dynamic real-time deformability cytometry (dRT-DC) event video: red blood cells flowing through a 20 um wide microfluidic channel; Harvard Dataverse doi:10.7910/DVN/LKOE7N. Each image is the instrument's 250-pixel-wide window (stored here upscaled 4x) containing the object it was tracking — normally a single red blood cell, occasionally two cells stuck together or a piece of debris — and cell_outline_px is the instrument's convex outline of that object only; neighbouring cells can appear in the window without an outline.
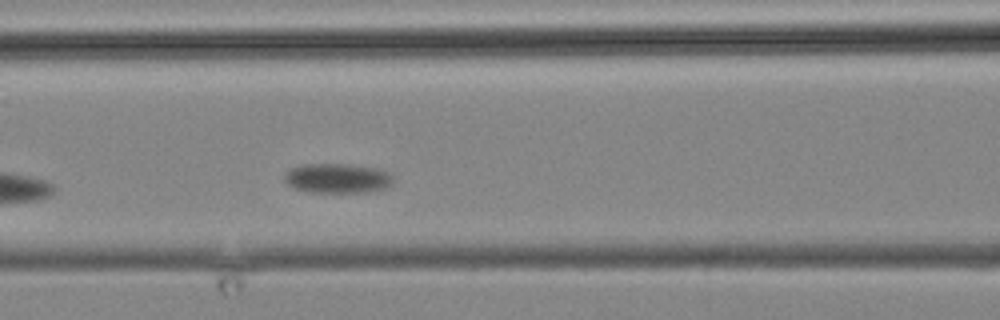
{"species": "common noctule bat (a hibernating species)", "species_latin": "Nyctalus noctula", "temperature_condition": "cold", "stored_images_in_passage": 4, "camera_frame_rate_fps": 3000, "um_per_image_px": 0.085, "animal": {"sex": "male", "body_mass_g": 19.2, "forearm_length_mm": 51.8}, "frame": {"image": 1, "passage_image": 4, "time_ms": 3.333, "image_size_px": [1000, 320], "cell_outline_px": [[392, 184], [384, 188], [368, 192], [308, 192], [296, 188], [288, 184], [284, 180], [284, 172], [300, 164], [348, 164], [376, 168], [388, 172], [392, 176]], "centroid_in_image_um": [28.66, 15.15], "position_along_channel_um": 137.9, "area_um2": 18.79}}